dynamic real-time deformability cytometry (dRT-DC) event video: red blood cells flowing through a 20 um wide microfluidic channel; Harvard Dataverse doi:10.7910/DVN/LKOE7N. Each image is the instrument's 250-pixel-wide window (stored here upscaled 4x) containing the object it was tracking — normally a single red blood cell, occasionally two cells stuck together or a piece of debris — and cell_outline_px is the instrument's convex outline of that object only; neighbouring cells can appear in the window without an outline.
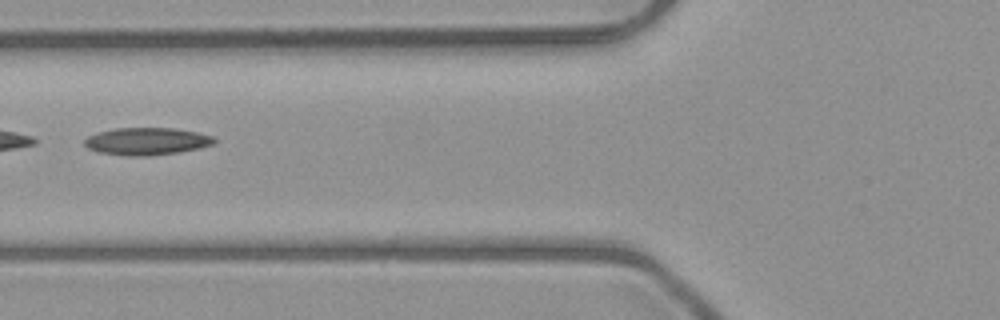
{"species": "common noctule bat (a hibernating species)", "species_latin": "Nyctalus noctula", "temperature_condition": "room temperature", "stored_images_in_passage": 31, "camera_frame_rate_fps": 3000, "um_per_image_px": 0.085, "animal": {"sex": "male", "body_mass_g": 23.1, "forearm_length_mm": 52.7}, "frame": {"image": 1, "passage_image": 5, "time_ms": 1.333, "image_size_px": [1000, 320], "cell_outline_px": [[216, 140], [212, 144], [196, 148], [176, 152], [148, 156], [128, 156], [96, 152], [88, 148], [84, 144], [84, 140], [88, 136], [96, 132], [116, 128], [176, 128], [196, 132], [212, 136]], "centroid_in_image_um": [12.4, 12.0], "position_along_channel_um": 113.4, "area_um2": 20.58}}
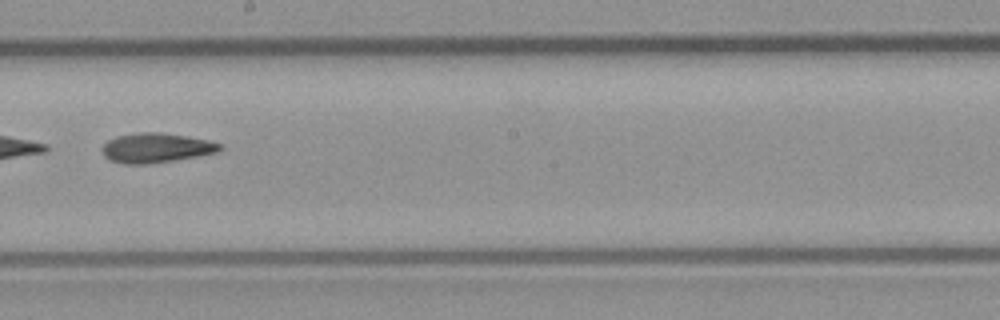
{"frame": {"image": 2, "passage_image": 14, "time_ms": 4.333, "image_size_px": [1000, 320], "cell_outline_px": [[224, 148], [220, 152], [148, 164], [124, 164], [108, 160], [104, 156], [100, 148], [108, 140], [116, 136], [140, 132], [160, 132], [188, 136], [208, 140], [224, 144]], "centroid_in_image_um": [13.28, 12.56], "position_along_channel_um": 234.9, "area_um2": 20.58}, "authors_computed_cell_mechanics": {"area_um2": 19.7098, "velocity_mm_per_s": 4.0376, "shape_relaxation_time_tau1_ms": null, "shape_relaxation_time_tau2_ms": 6.6022, "deformation_change_tau1": null, "deformation_change_tau2": 0.1731}}